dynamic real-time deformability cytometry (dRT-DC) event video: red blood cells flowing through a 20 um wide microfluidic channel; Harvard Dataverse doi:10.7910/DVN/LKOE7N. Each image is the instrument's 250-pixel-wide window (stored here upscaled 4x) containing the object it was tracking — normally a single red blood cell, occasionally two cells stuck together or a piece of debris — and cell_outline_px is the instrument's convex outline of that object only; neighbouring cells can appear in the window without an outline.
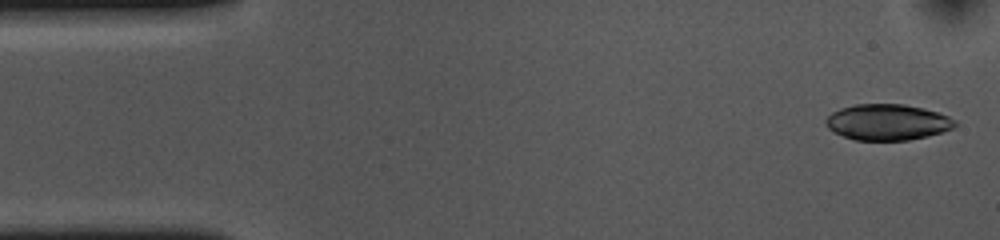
{"species": "common noctule bat (a hibernating species)", "species_latin": "Nyctalus noctula", "temperature_condition": "cold", "stored_images_in_passage": 53, "camera_frame_rate_fps": 3000, "um_per_image_px": 0.085, "animal": {"sex": "female", "body_mass_g": 10.0, "forearm_length_mm": 53.1}, "frame": {"image": 1, "passage_image": 2, "time_ms": 0.333, "image_size_px": [1000, 240], "cell_outline_px": [[956, 124], [952, 128], [944, 132], [928, 136], [908, 140], [856, 140], [832, 132], [824, 124], [824, 120], [832, 112], [840, 108], [856, 104], [904, 104], [924, 108], [948, 116], [956, 120]], "centroid_in_image_um": [75.41, 10.38], "position_along_channel_um": 9.6, "area_um2": 27.22}}
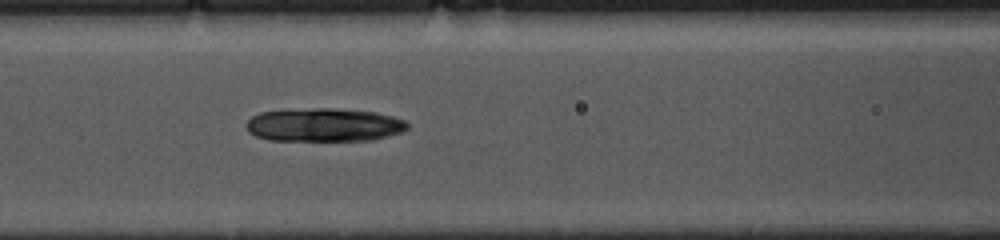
{"frame": {"image": 2, "passage_image": 21, "time_ms": 6.667, "image_size_px": [1000, 240], "cell_outline_px": [[408, 128], [400, 132], [372, 140], [272, 140], [256, 136], [248, 132], [244, 124], [252, 116], [260, 112], [288, 108], [332, 108], [376, 112], [408, 120]], "centroid_in_image_um": [27.5, 10.59], "position_along_channel_um": 139.1, "area_um2": 31.67}}
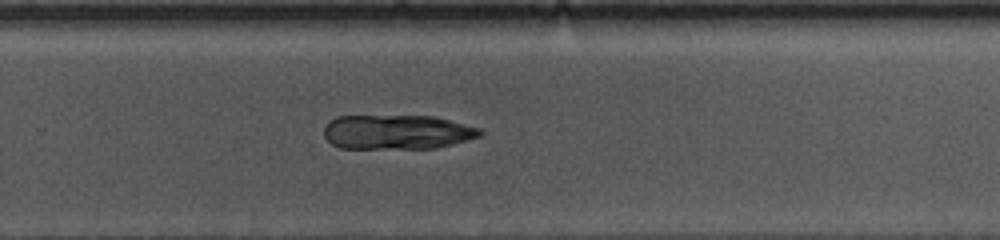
{"frame": {"image": 3, "passage_image": 34, "time_ms": 11.0, "image_size_px": [1000, 240], "cell_outline_px": [[484, 132], [480, 136], [436, 148], [340, 148], [332, 144], [324, 136], [324, 128], [328, 120], [336, 116], [432, 116], [480, 128]], "centroid_in_image_um": [33.7, 11.22], "position_along_channel_um": 296.1, "area_um2": 31.27}}